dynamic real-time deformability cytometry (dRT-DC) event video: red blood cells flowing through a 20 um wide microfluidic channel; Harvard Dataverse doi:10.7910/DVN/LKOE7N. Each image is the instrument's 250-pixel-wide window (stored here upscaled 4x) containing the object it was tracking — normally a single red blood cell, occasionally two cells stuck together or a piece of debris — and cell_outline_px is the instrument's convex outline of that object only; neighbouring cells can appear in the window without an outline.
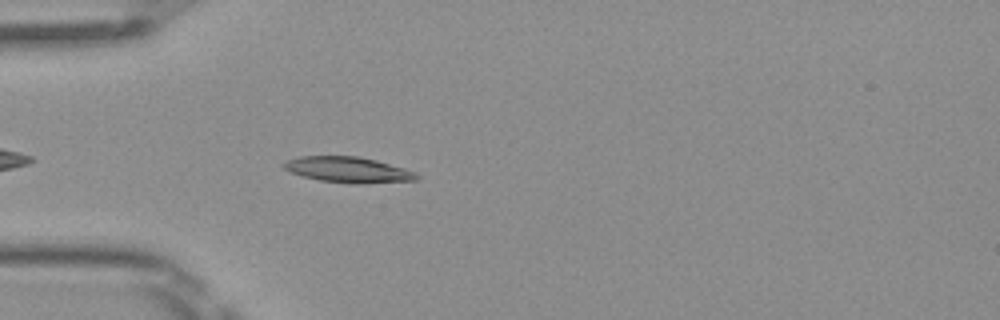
{"species": "Egyptian fruit bat (a non-hibernating species)", "species_latin": "Rousettus aegyptiacus", "temperature_condition": "room temperature", "stored_images_in_passage": 39, "camera_frame_rate_fps": 3000, "um_per_image_px": 0.085, "frame": {"image": 1, "passage_image": 4, "time_ms": 1.0, "image_size_px": [1000, 320], "cell_outline_px": [[420, 176], [416, 180], [360, 184], [348, 184], [320, 180], [288, 172], [280, 164], [284, 160], [300, 156], [360, 156], [376, 160], [404, 168], [416, 172]], "centroid_in_image_um": [29.55, 14.42], "position_along_channel_um": 55.4, "area_um2": 20.17}}
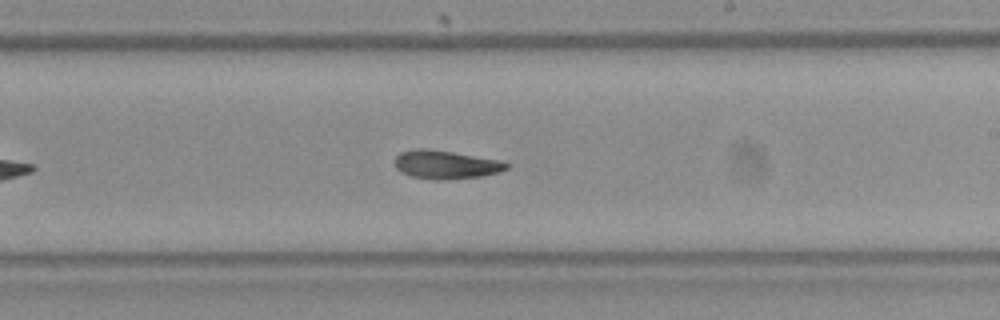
{"frame": {"image": 2, "passage_image": 19, "time_ms": 6.0, "image_size_px": [1000, 320], "cell_outline_px": [[508, 168], [500, 172], [480, 176], [444, 180], [436, 180], [412, 176], [400, 172], [396, 168], [396, 156], [400, 152], [416, 148], [420, 148], [452, 152], [504, 160], [508, 164]], "centroid_in_image_um": [37.92, 13.99], "position_along_channel_um": 251.1, "area_um2": 18.5}}
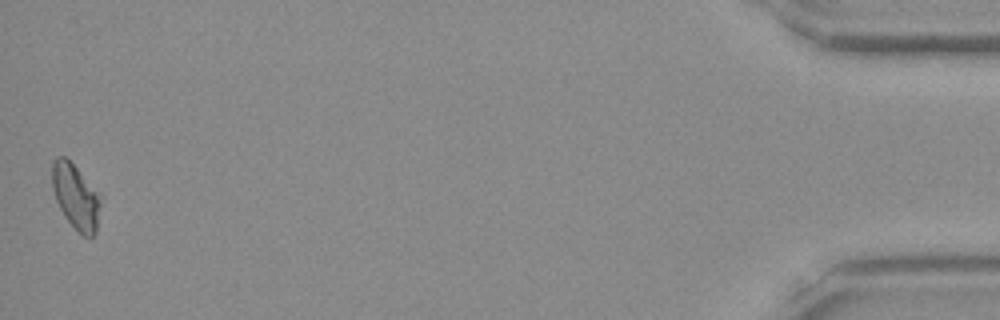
{"frame": {"image": 3, "passage_image": 39, "time_ms": 12.667, "image_size_px": [1000, 320], "cell_outline_px": [[104, 196], [96, 232], [92, 236], [84, 236], [64, 216], [56, 200], [52, 188], [52, 160], [56, 156], [64, 156]], "centroid_in_image_um": [6.48, 16.7], "position_along_channel_um": 428.7, "area_um2": 18.61}, "authors_computed_cell_mechanics": {"area_um2": 18.496, "velocity_mm_per_s": 4.0467, "shape_relaxation_time_tau1_ms": 5.2438, "shape_relaxation_time_tau2_ms": 4.9802, "deformation_change_tau1": 0.1467, "deformation_change_tau2": 0.1203}}